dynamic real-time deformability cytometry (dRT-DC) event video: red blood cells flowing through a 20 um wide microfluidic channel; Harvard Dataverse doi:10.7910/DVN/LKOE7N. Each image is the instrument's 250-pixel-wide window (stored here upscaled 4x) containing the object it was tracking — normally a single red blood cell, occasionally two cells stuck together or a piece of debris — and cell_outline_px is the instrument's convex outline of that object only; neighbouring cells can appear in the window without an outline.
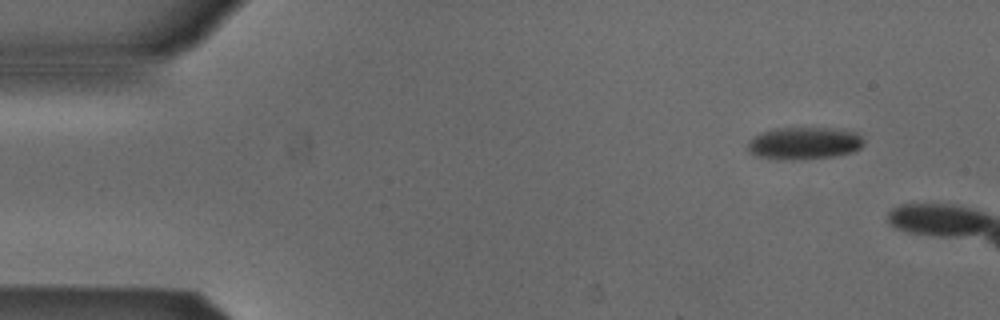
{"species": "Egyptian fruit bat (a non-hibernating species)", "species_latin": "Rousettus aegyptiacus", "temperature_condition": "cold", "stored_images_in_passage": 7, "camera_frame_rate_fps": 3000, "um_per_image_px": 0.085, "animal": {"sex": "male"}, "frame": {"image": 1, "passage_image": 1, "time_ms": 0.0, "image_size_px": [1000, 320], "cell_outline_px": [[864, 144], [860, 148], [852, 152], [836, 156], [800, 160], [772, 160], [752, 156], [744, 148], [748, 140], [760, 132], [776, 128], [824, 128], [856, 132], [864, 140]], "centroid_in_image_um": [68.24, 12.21], "position_along_channel_um": 16.8, "area_um2": 22.48}}